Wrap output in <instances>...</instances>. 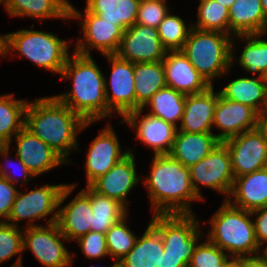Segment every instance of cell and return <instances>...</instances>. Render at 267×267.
<instances>
[{"label": "cell", "instance_id": "16", "mask_svg": "<svg viewBox=\"0 0 267 267\" xmlns=\"http://www.w3.org/2000/svg\"><path fill=\"white\" fill-rule=\"evenodd\" d=\"M260 125V115L253 108L219 96L212 126L220 129L216 137L221 142Z\"/></svg>", "mask_w": 267, "mask_h": 267}, {"label": "cell", "instance_id": "35", "mask_svg": "<svg viewBox=\"0 0 267 267\" xmlns=\"http://www.w3.org/2000/svg\"><path fill=\"white\" fill-rule=\"evenodd\" d=\"M191 26L204 31H217L229 35V9L215 0H200L197 23Z\"/></svg>", "mask_w": 267, "mask_h": 267}, {"label": "cell", "instance_id": "20", "mask_svg": "<svg viewBox=\"0 0 267 267\" xmlns=\"http://www.w3.org/2000/svg\"><path fill=\"white\" fill-rule=\"evenodd\" d=\"M162 62L168 87L185 95L201 93L210 87L181 50L167 51Z\"/></svg>", "mask_w": 267, "mask_h": 267}, {"label": "cell", "instance_id": "3", "mask_svg": "<svg viewBox=\"0 0 267 267\" xmlns=\"http://www.w3.org/2000/svg\"><path fill=\"white\" fill-rule=\"evenodd\" d=\"M151 173L142 179L153 214H193L192 201L201 200L194 192L189 167L169 154L154 155Z\"/></svg>", "mask_w": 267, "mask_h": 267}, {"label": "cell", "instance_id": "34", "mask_svg": "<svg viewBox=\"0 0 267 267\" xmlns=\"http://www.w3.org/2000/svg\"><path fill=\"white\" fill-rule=\"evenodd\" d=\"M264 34L235 35L234 37L245 40L246 45L243 47L238 64L247 73H258L262 76L267 68V41L260 37Z\"/></svg>", "mask_w": 267, "mask_h": 267}, {"label": "cell", "instance_id": "45", "mask_svg": "<svg viewBox=\"0 0 267 267\" xmlns=\"http://www.w3.org/2000/svg\"><path fill=\"white\" fill-rule=\"evenodd\" d=\"M9 149H10V146L8 145H0V156L2 155L3 158L5 157V161L7 159H9V156L11 157V155H9ZM17 157V160H18V167L21 168V171H22V174L21 176H23L22 180H21V183L24 184L26 183L27 184V181L31 180L32 178H34V175H32V173L28 170V168L24 165V163L22 162V160L19 159L18 156ZM11 161V160H10ZM10 163V162H9ZM14 175V174H13ZM23 181V182H22Z\"/></svg>", "mask_w": 267, "mask_h": 267}, {"label": "cell", "instance_id": "19", "mask_svg": "<svg viewBox=\"0 0 267 267\" xmlns=\"http://www.w3.org/2000/svg\"><path fill=\"white\" fill-rule=\"evenodd\" d=\"M14 137L17 144L16 156L22 160L34 177L67 163L56 151L25 127Z\"/></svg>", "mask_w": 267, "mask_h": 267}, {"label": "cell", "instance_id": "32", "mask_svg": "<svg viewBox=\"0 0 267 267\" xmlns=\"http://www.w3.org/2000/svg\"><path fill=\"white\" fill-rule=\"evenodd\" d=\"M186 103V95L168 86L157 91L144 107L148 105L151 111L148 113L154 117L177 126V121L182 120Z\"/></svg>", "mask_w": 267, "mask_h": 267}, {"label": "cell", "instance_id": "14", "mask_svg": "<svg viewBox=\"0 0 267 267\" xmlns=\"http://www.w3.org/2000/svg\"><path fill=\"white\" fill-rule=\"evenodd\" d=\"M167 51L157 28L135 23L123 32L116 55L132 63L159 62L165 58Z\"/></svg>", "mask_w": 267, "mask_h": 267}, {"label": "cell", "instance_id": "52", "mask_svg": "<svg viewBox=\"0 0 267 267\" xmlns=\"http://www.w3.org/2000/svg\"><path fill=\"white\" fill-rule=\"evenodd\" d=\"M261 78H262V80L267 84V68H266V70L263 72Z\"/></svg>", "mask_w": 267, "mask_h": 267}, {"label": "cell", "instance_id": "6", "mask_svg": "<svg viewBox=\"0 0 267 267\" xmlns=\"http://www.w3.org/2000/svg\"><path fill=\"white\" fill-rule=\"evenodd\" d=\"M5 36V56L10 51H17L20 58L25 57L34 65L61 74L69 57V43L66 40L50 32L31 29L7 33Z\"/></svg>", "mask_w": 267, "mask_h": 267}, {"label": "cell", "instance_id": "7", "mask_svg": "<svg viewBox=\"0 0 267 267\" xmlns=\"http://www.w3.org/2000/svg\"><path fill=\"white\" fill-rule=\"evenodd\" d=\"M75 185V183L69 185L46 184L27 193L19 191L12 205L8 219L5 222L17 226L18 221L27 219L29 220L27 222V227L39 226L32 221L43 219L51 213V219L46 223H55L57 221L59 206L71 194Z\"/></svg>", "mask_w": 267, "mask_h": 267}, {"label": "cell", "instance_id": "26", "mask_svg": "<svg viewBox=\"0 0 267 267\" xmlns=\"http://www.w3.org/2000/svg\"><path fill=\"white\" fill-rule=\"evenodd\" d=\"M163 240L159 231L151 224L144 234L136 239L134 247L119 262V267H161Z\"/></svg>", "mask_w": 267, "mask_h": 267}, {"label": "cell", "instance_id": "50", "mask_svg": "<svg viewBox=\"0 0 267 267\" xmlns=\"http://www.w3.org/2000/svg\"><path fill=\"white\" fill-rule=\"evenodd\" d=\"M215 1L221 4L222 6L230 9V7L234 4L236 0H215Z\"/></svg>", "mask_w": 267, "mask_h": 267}, {"label": "cell", "instance_id": "25", "mask_svg": "<svg viewBox=\"0 0 267 267\" xmlns=\"http://www.w3.org/2000/svg\"><path fill=\"white\" fill-rule=\"evenodd\" d=\"M264 33L267 35V22L261 1L236 0L229 9V35Z\"/></svg>", "mask_w": 267, "mask_h": 267}, {"label": "cell", "instance_id": "37", "mask_svg": "<svg viewBox=\"0 0 267 267\" xmlns=\"http://www.w3.org/2000/svg\"><path fill=\"white\" fill-rule=\"evenodd\" d=\"M191 28L187 29L181 17L168 13L157 29L162 45L168 51H176L183 48Z\"/></svg>", "mask_w": 267, "mask_h": 267}, {"label": "cell", "instance_id": "40", "mask_svg": "<svg viewBox=\"0 0 267 267\" xmlns=\"http://www.w3.org/2000/svg\"><path fill=\"white\" fill-rule=\"evenodd\" d=\"M168 10L166 0H140L136 23L158 28Z\"/></svg>", "mask_w": 267, "mask_h": 267}, {"label": "cell", "instance_id": "33", "mask_svg": "<svg viewBox=\"0 0 267 267\" xmlns=\"http://www.w3.org/2000/svg\"><path fill=\"white\" fill-rule=\"evenodd\" d=\"M92 223L90 231L105 234L114 224L124 218L127 209L117 200L99 194L90 187Z\"/></svg>", "mask_w": 267, "mask_h": 267}, {"label": "cell", "instance_id": "31", "mask_svg": "<svg viewBox=\"0 0 267 267\" xmlns=\"http://www.w3.org/2000/svg\"><path fill=\"white\" fill-rule=\"evenodd\" d=\"M28 102L16 100L13 94L0 95V145H11L15 136L25 127Z\"/></svg>", "mask_w": 267, "mask_h": 267}, {"label": "cell", "instance_id": "41", "mask_svg": "<svg viewBox=\"0 0 267 267\" xmlns=\"http://www.w3.org/2000/svg\"><path fill=\"white\" fill-rule=\"evenodd\" d=\"M18 182L19 179L12 176V174L10 175V172H7V168L0 163V222H2L1 218L4 219L3 222L8 219L12 205L19 192L14 183Z\"/></svg>", "mask_w": 267, "mask_h": 267}, {"label": "cell", "instance_id": "53", "mask_svg": "<svg viewBox=\"0 0 267 267\" xmlns=\"http://www.w3.org/2000/svg\"><path fill=\"white\" fill-rule=\"evenodd\" d=\"M10 267H23L22 266V261L14 262Z\"/></svg>", "mask_w": 267, "mask_h": 267}, {"label": "cell", "instance_id": "10", "mask_svg": "<svg viewBox=\"0 0 267 267\" xmlns=\"http://www.w3.org/2000/svg\"><path fill=\"white\" fill-rule=\"evenodd\" d=\"M78 11L72 4H69V18L82 19L80 29L84 35L83 38L78 39L74 51L81 55H91V48H95L103 55L116 54L124 31L86 9L82 15Z\"/></svg>", "mask_w": 267, "mask_h": 267}, {"label": "cell", "instance_id": "13", "mask_svg": "<svg viewBox=\"0 0 267 267\" xmlns=\"http://www.w3.org/2000/svg\"><path fill=\"white\" fill-rule=\"evenodd\" d=\"M104 56L112 66L109 83L105 79L108 117L112 116L113 111H117L124 118L129 112L135 111L134 63L123 60L116 54Z\"/></svg>", "mask_w": 267, "mask_h": 267}, {"label": "cell", "instance_id": "47", "mask_svg": "<svg viewBox=\"0 0 267 267\" xmlns=\"http://www.w3.org/2000/svg\"><path fill=\"white\" fill-rule=\"evenodd\" d=\"M222 267H239V257L230 258Z\"/></svg>", "mask_w": 267, "mask_h": 267}, {"label": "cell", "instance_id": "55", "mask_svg": "<svg viewBox=\"0 0 267 267\" xmlns=\"http://www.w3.org/2000/svg\"><path fill=\"white\" fill-rule=\"evenodd\" d=\"M110 267H119V264L117 262H115L113 265H111Z\"/></svg>", "mask_w": 267, "mask_h": 267}, {"label": "cell", "instance_id": "39", "mask_svg": "<svg viewBox=\"0 0 267 267\" xmlns=\"http://www.w3.org/2000/svg\"><path fill=\"white\" fill-rule=\"evenodd\" d=\"M230 258V255L207 239L197 244L188 267H222Z\"/></svg>", "mask_w": 267, "mask_h": 267}, {"label": "cell", "instance_id": "28", "mask_svg": "<svg viewBox=\"0 0 267 267\" xmlns=\"http://www.w3.org/2000/svg\"><path fill=\"white\" fill-rule=\"evenodd\" d=\"M262 76L253 75L250 77H240L229 82L220 95L235 102L242 103L253 108L259 115L262 112L267 95V84L262 80Z\"/></svg>", "mask_w": 267, "mask_h": 267}, {"label": "cell", "instance_id": "12", "mask_svg": "<svg viewBox=\"0 0 267 267\" xmlns=\"http://www.w3.org/2000/svg\"><path fill=\"white\" fill-rule=\"evenodd\" d=\"M68 240L57 223L26 227L23 232V251L29 248L35 259L45 267H67L73 257L63 245Z\"/></svg>", "mask_w": 267, "mask_h": 267}, {"label": "cell", "instance_id": "54", "mask_svg": "<svg viewBox=\"0 0 267 267\" xmlns=\"http://www.w3.org/2000/svg\"><path fill=\"white\" fill-rule=\"evenodd\" d=\"M260 124L267 132V122H260Z\"/></svg>", "mask_w": 267, "mask_h": 267}, {"label": "cell", "instance_id": "21", "mask_svg": "<svg viewBox=\"0 0 267 267\" xmlns=\"http://www.w3.org/2000/svg\"><path fill=\"white\" fill-rule=\"evenodd\" d=\"M220 92L213 85L201 93L186 95L185 109L178 130L188 133L212 132L215 107Z\"/></svg>", "mask_w": 267, "mask_h": 267}, {"label": "cell", "instance_id": "49", "mask_svg": "<svg viewBox=\"0 0 267 267\" xmlns=\"http://www.w3.org/2000/svg\"><path fill=\"white\" fill-rule=\"evenodd\" d=\"M5 40L6 36L0 35V55L5 56Z\"/></svg>", "mask_w": 267, "mask_h": 267}, {"label": "cell", "instance_id": "51", "mask_svg": "<svg viewBox=\"0 0 267 267\" xmlns=\"http://www.w3.org/2000/svg\"><path fill=\"white\" fill-rule=\"evenodd\" d=\"M261 1V5H262V10L264 13V18L267 22V0H260Z\"/></svg>", "mask_w": 267, "mask_h": 267}, {"label": "cell", "instance_id": "4", "mask_svg": "<svg viewBox=\"0 0 267 267\" xmlns=\"http://www.w3.org/2000/svg\"><path fill=\"white\" fill-rule=\"evenodd\" d=\"M250 216L251 211L235 207L224 200L210 219L212 229L207 239L223 251L229 252L231 258L263 253L257 243Z\"/></svg>", "mask_w": 267, "mask_h": 267}, {"label": "cell", "instance_id": "5", "mask_svg": "<svg viewBox=\"0 0 267 267\" xmlns=\"http://www.w3.org/2000/svg\"><path fill=\"white\" fill-rule=\"evenodd\" d=\"M233 37L217 31L191 28L181 49L199 74L212 86L215 77L228 74L233 65ZM233 51V52H232Z\"/></svg>", "mask_w": 267, "mask_h": 267}, {"label": "cell", "instance_id": "9", "mask_svg": "<svg viewBox=\"0 0 267 267\" xmlns=\"http://www.w3.org/2000/svg\"><path fill=\"white\" fill-rule=\"evenodd\" d=\"M189 170L193 190L201 201L204 199L199 184L217 190L228 198L235 178L231 157L223 142L197 164L190 166Z\"/></svg>", "mask_w": 267, "mask_h": 267}, {"label": "cell", "instance_id": "1", "mask_svg": "<svg viewBox=\"0 0 267 267\" xmlns=\"http://www.w3.org/2000/svg\"><path fill=\"white\" fill-rule=\"evenodd\" d=\"M94 122H86L55 96L28 102L25 128L71 163V150H78L77 133ZM68 158V159H67Z\"/></svg>", "mask_w": 267, "mask_h": 267}, {"label": "cell", "instance_id": "48", "mask_svg": "<svg viewBox=\"0 0 267 267\" xmlns=\"http://www.w3.org/2000/svg\"><path fill=\"white\" fill-rule=\"evenodd\" d=\"M260 122H267V95H266L264 108L262 112L260 113Z\"/></svg>", "mask_w": 267, "mask_h": 267}, {"label": "cell", "instance_id": "27", "mask_svg": "<svg viewBox=\"0 0 267 267\" xmlns=\"http://www.w3.org/2000/svg\"><path fill=\"white\" fill-rule=\"evenodd\" d=\"M10 16H27L47 19L60 18L65 21L69 18L68 0H0Z\"/></svg>", "mask_w": 267, "mask_h": 267}, {"label": "cell", "instance_id": "24", "mask_svg": "<svg viewBox=\"0 0 267 267\" xmlns=\"http://www.w3.org/2000/svg\"><path fill=\"white\" fill-rule=\"evenodd\" d=\"M220 143L212 132L188 133L177 130L169 155L183 166L190 167L206 157Z\"/></svg>", "mask_w": 267, "mask_h": 267}, {"label": "cell", "instance_id": "29", "mask_svg": "<svg viewBox=\"0 0 267 267\" xmlns=\"http://www.w3.org/2000/svg\"><path fill=\"white\" fill-rule=\"evenodd\" d=\"M135 111L143 109L150 98L166 87L163 62L134 63Z\"/></svg>", "mask_w": 267, "mask_h": 267}, {"label": "cell", "instance_id": "15", "mask_svg": "<svg viewBox=\"0 0 267 267\" xmlns=\"http://www.w3.org/2000/svg\"><path fill=\"white\" fill-rule=\"evenodd\" d=\"M142 111L129 112L121 124L127 122L134 131L136 128V139L154 150V155L169 154L178 128L148 113L141 116Z\"/></svg>", "mask_w": 267, "mask_h": 267}, {"label": "cell", "instance_id": "36", "mask_svg": "<svg viewBox=\"0 0 267 267\" xmlns=\"http://www.w3.org/2000/svg\"><path fill=\"white\" fill-rule=\"evenodd\" d=\"M126 215L118 223L114 224L105 234L107 251L109 256L118 263L134 247L136 235L127 226Z\"/></svg>", "mask_w": 267, "mask_h": 267}, {"label": "cell", "instance_id": "18", "mask_svg": "<svg viewBox=\"0 0 267 267\" xmlns=\"http://www.w3.org/2000/svg\"><path fill=\"white\" fill-rule=\"evenodd\" d=\"M129 152L106 174L98 177L89 185L99 194L117 200L126 209L129 206L127 195L142 180L136 173L134 154L130 149Z\"/></svg>", "mask_w": 267, "mask_h": 267}, {"label": "cell", "instance_id": "46", "mask_svg": "<svg viewBox=\"0 0 267 267\" xmlns=\"http://www.w3.org/2000/svg\"><path fill=\"white\" fill-rule=\"evenodd\" d=\"M161 267H188L182 258L167 257L166 252L161 253Z\"/></svg>", "mask_w": 267, "mask_h": 267}, {"label": "cell", "instance_id": "44", "mask_svg": "<svg viewBox=\"0 0 267 267\" xmlns=\"http://www.w3.org/2000/svg\"><path fill=\"white\" fill-rule=\"evenodd\" d=\"M239 267H267V253L239 257Z\"/></svg>", "mask_w": 267, "mask_h": 267}, {"label": "cell", "instance_id": "17", "mask_svg": "<svg viewBox=\"0 0 267 267\" xmlns=\"http://www.w3.org/2000/svg\"><path fill=\"white\" fill-rule=\"evenodd\" d=\"M92 141L85 162L87 186L106 174L116 163L130 152L121 150L118 136L110 124Z\"/></svg>", "mask_w": 267, "mask_h": 267}, {"label": "cell", "instance_id": "43", "mask_svg": "<svg viewBox=\"0 0 267 267\" xmlns=\"http://www.w3.org/2000/svg\"><path fill=\"white\" fill-rule=\"evenodd\" d=\"M251 216H256L254 223L255 237L259 247L267 242V206L251 211ZM267 250V246L263 251Z\"/></svg>", "mask_w": 267, "mask_h": 267}, {"label": "cell", "instance_id": "23", "mask_svg": "<svg viewBox=\"0 0 267 267\" xmlns=\"http://www.w3.org/2000/svg\"><path fill=\"white\" fill-rule=\"evenodd\" d=\"M224 200L247 211L267 206V167L235 178L231 192Z\"/></svg>", "mask_w": 267, "mask_h": 267}, {"label": "cell", "instance_id": "38", "mask_svg": "<svg viewBox=\"0 0 267 267\" xmlns=\"http://www.w3.org/2000/svg\"><path fill=\"white\" fill-rule=\"evenodd\" d=\"M21 252H23V232L19 225L14 226L3 221L0 222V263L19 253L16 262L22 261Z\"/></svg>", "mask_w": 267, "mask_h": 267}, {"label": "cell", "instance_id": "2", "mask_svg": "<svg viewBox=\"0 0 267 267\" xmlns=\"http://www.w3.org/2000/svg\"><path fill=\"white\" fill-rule=\"evenodd\" d=\"M61 79L70 78L72 88L55 97L81 116L86 122H96L108 117L105 95V76L91 55L73 52L60 74Z\"/></svg>", "mask_w": 267, "mask_h": 267}, {"label": "cell", "instance_id": "22", "mask_svg": "<svg viewBox=\"0 0 267 267\" xmlns=\"http://www.w3.org/2000/svg\"><path fill=\"white\" fill-rule=\"evenodd\" d=\"M92 216L90 186H87L69 204L58 208L56 223L69 241H76L90 232Z\"/></svg>", "mask_w": 267, "mask_h": 267}, {"label": "cell", "instance_id": "11", "mask_svg": "<svg viewBox=\"0 0 267 267\" xmlns=\"http://www.w3.org/2000/svg\"><path fill=\"white\" fill-rule=\"evenodd\" d=\"M223 143L231 157L234 178L267 167V132L261 125Z\"/></svg>", "mask_w": 267, "mask_h": 267}, {"label": "cell", "instance_id": "30", "mask_svg": "<svg viewBox=\"0 0 267 267\" xmlns=\"http://www.w3.org/2000/svg\"><path fill=\"white\" fill-rule=\"evenodd\" d=\"M86 3L88 12L125 31L136 23L140 0H87Z\"/></svg>", "mask_w": 267, "mask_h": 267}, {"label": "cell", "instance_id": "8", "mask_svg": "<svg viewBox=\"0 0 267 267\" xmlns=\"http://www.w3.org/2000/svg\"><path fill=\"white\" fill-rule=\"evenodd\" d=\"M194 214H153L150 223L159 231L167 257L182 258L188 266L202 231Z\"/></svg>", "mask_w": 267, "mask_h": 267}, {"label": "cell", "instance_id": "42", "mask_svg": "<svg viewBox=\"0 0 267 267\" xmlns=\"http://www.w3.org/2000/svg\"><path fill=\"white\" fill-rule=\"evenodd\" d=\"M83 254L89 259L106 257V234L90 231L76 240Z\"/></svg>", "mask_w": 267, "mask_h": 267}]
</instances>
